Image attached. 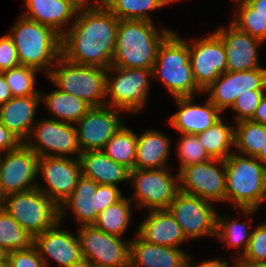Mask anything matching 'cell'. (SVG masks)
Segmentation results:
<instances>
[{"mask_svg":"<svg viewBox=\"0 0 266 267\" xmlns=\"http://www.w3.org/2000/svg\"><path fill=\"white\" fill-rule=\"evenodd\" d=\"M224 164L225 202L233 204L246 217L258 213L266 199V166L256 157L238 153H232Z\"/></svg>","mask_w":266,"mask_h":267,"instance_id":"3957f363","label":"cell"},{"mask_svg":"<svg viewBox=\"0 0 266 267\" xmlns=\"http://www.w3.org/2000/svg\"><path fill=\"white\" fill-rule=\"evenodd\" d=\"M4 209L33 237L60 221L59 206L38 188L6 195Z\"/></svg>","mask_w":266,"mask_h":267,"instance_id":"ba28073f","label":"cell"},{"mask_svg":"<svg viewBox=\"0 0 266 267\" xmlns=\"http://www.w3.org/2000/svg\"><path fill=\"white\" fill-rule=\"evenodd\" d=\"M177 154L180 159L178 172L189 165L198 164L211 159L195 134H180Z\"/></svg>","mask_w":266,"mask_h":267,"instance_id":"f35d334b","label":"cell"},{"mask_svg":"<svg viewBox=\"0 0 266 267\" xmlns=\"http://www.w3.org/2000/svg\"><path fill=\"white\" fill-rule=\"evenodd\" d=\"M171 138L157 130H145L137 135L135 168H167L171 149Z\"/></svg>","mask_w":266,"mask_h":267,"instance_id":"4316f807","label":"cell"},{"mask_svg":"<svg viewBox=\"0 0 266 267\" xmlns=\"http://www.w3.org/2000/svg\"><path fill=\"white\" fill-rule=\"evenodd\" d=\"M7 261L11 267H46L34 245L28 249L8 252Z\"/></svg>","mask_w":266,"mask_h":267,"instance_id":"7bdbcfd3","label":"cell"},{"mask_svg":"<svg viewBox=\"0 0 266 267\" xmlns=\"http://www.w3.org/2000/svg\"><path fill=\"white\" fill-rule=\"evenodd\" d=\"M125 125L112 136L102 151L116 163L132 170L135 168L137 133Z\"/></svg>","mask_w":266,"mask_h":267,"instance_id":"d6a6232c","label":"cell"},{"mask_svg":"<svg viewBox=\"0 0 266 267\" xmlns=\"http://www.w3.org/2000/svg\"><path fill=\"white\" fill-rule=\"evenodd\" d=\"M5 199H6V195L3 192L2 187L0 185V210L4 208Z\"/></svg>","mask_w":266,"mask_h":267,"instance_id":"db71d44e","label":"cell"},{"mask_svg":"<svg viewBox=\"0 0 266 267\" xmlns=\"http://www.w3.org/2000/svg\"><path fill=\"white\" fill-rule=\"evenodd\" d=\"M8 35L13 39L20 65L48 75L61 56V36L50 27L21 14Z\"/></svg>","mask_w":266,"mask_h":267,"instance_id":"277c9868","label":"cell"},{"mask_svg":"<svg viewBox=\"0 0 266 267\" xmlns=\"http://www.w3.org/2000/svg\"><path fill=\"white\" fill-rule=\"evenodd\" d=\"M213 204L215 203L200 197L179 192L167 209L188 240L207 236L216 238L218 211Z\"/></svg>","mask_w":266,"mask_h":267,"instance_id":"7c38bea8","label":"cell"},{"mask_svg":"<svg viewBox=\"0 0 266 267\" xmlns=\"http://www.w3.org/2000/svg\"><path fill=\"white\" fill-rule=\"evenodd\" d=\"M195 96L175 97L178 110L169 118V125L180 134H198L215 124L223 113L208 99L204 104H195Z\"/></svg>","mask_w":266,"mask_h":267,"instance_id":"ffe728a7","label":"cell"},{"mask_svg":"<svg viewBox=\"0 0 266 267\" xmlns=\"http://www.w3.org/2000/svg\"><path fill=\"white\" fill-rule=\"evenodd\" d=\"M122 197L123 194L119 187L114 185H98L96 190V213H101L106 207L118 202Z\"/></svg>","mask_w":266,"mask_h":267,"instance_id":"f6af8a7d","label":"cell"},{"mask_svg":"<svg viewBox=\"0 0 266 267\" xmlns=\"http://www.w3.org/2000/svg\"><path fill=\"white\" fill-rule=\"evenodd\" d=\"M61 224L59 221L53 228L34 236L33 245L46 267H51V260L59 267H72L84 260L77 233L62 230Z\"/></svg>","mask_w":266,"mask_h":267,"instance_id":"ac0fdd59","label":"cell"},{"mask_svg":"<svg viewBox=\"0 0 266 267\" xmlns=\"http://www.w3.org/2000/svg\"><path fill=\"white\" fill-rule=\"evenodd\" d=\"M237 10L230 22L241 32L259 39L263 43L266 41V15L257 13L245 0H235Z\"/></svg>","mask_w":266,"mask_h":267,"instance_id":"8d00e7d4","label":"cell"},{"mask_svg":"<svg viewBox=\"0 0 266 267\" xmlns=\"http://www.w3.org/2000/svg\"><path fill=\"white\" fill-rule=\"evenodd\" d=\"M34 237L3 208L0 210V248L5 252L28 249L33 246Z\"/></svg>","mask_w":266,"mask_h":267,"instance_id":"e575fe53","label":"cell"},{"mask_svg":"<svg viewBox=\"0 0 266 267\" xmlns=\"http://www.w3.org/2000/svg\"><path fill=\"white\" fill-rule=\"evenodd\" d=\"M20 65L13 39L8 35L0 37V72Z\"/></svg>","mask_w":266,"mask_h":267,"instance_id":"ee69618b","label":"cell"},{"mask_svg":"<svg viewBox=\"0 0 266 267\" xmlns=\"http://www.w3.org/2000/svg\"><path fill=\"white\" fill-rule=\"evenodd\" d=\"M0 267H11V265L7 260H5L3 263L0 264Z\"/></svg>","mask_w":266,"mask_h":267,"instance_id":"680465c9","label":"cell"},{"mask_svg":"<svg viewBox=\"0 0 266 267\" xmlns=\"http://www.w3.org/2000/svg\"><path fill=\"white\" fill-rule=\"evenodd\" d=\"M24 5L27 10L21 15L50 27L60 36L71 27L77 14L67 0H24ZM67 25L69 28H65Z\"/></svg>","mask_w":266,"mask_h":267,"instance_id":"cb8c5ba5","label":"cell"},{"mask_svg":"<svg viewBox=\"0 0 266 267\" xmlns=\"http://www.w3.org/2000/svg\"><path fill=\"white\" fill-rule=\"evenodd\" d=\"M74 267H94L89 261H81L78 264H75Z\"/></svg>","mask_w":266,"mask_h":267,"instance_id":"11a10c76","label":"cell"},{"mask_svg":"<svg viewBox=\"0 0 266 267\" xmlns=\"http://www.w3.org/2000/svg\"><path fill=\"white\" fill-rule=\"evenodd\" d=\"M13 97L4 75L0 72V106Z\"/></svg>","mask_w":266,"mask_h":267,"instance_id":"f907efd6","label":"cell"},{"mask_svg":"<svg viewBox=\"0 0 266 267\" xmlns=\"http://www.w3.org/2000/svg\"><path fill=\"white\" fill-rule=\"evenodd\" d=\"M7 260V252L0 248V264Z\"/></svg>","mask_w":266,"mask_h":267,"instance_id":"9f6ffc18","label":"cell"},{"mask_svg":"<svg viewBox=\"0 0 266 267\" xmlns=\"http://www.w3.org/2000/svg\"><path fill=\"white\" fill-rule=\"evenodd\" d=\"M22 142L15 137L0 121V154L17 149Z\"/></svg>","mask_w":266,"mask_h":267,"instance_id":"bcb514c9","label":"cell"},{"mask_svg":"<svg viewBox=\"0 0 266 267\" xmlns=\"http://www.w3.org/2000/svg\"><path fill=\"white\" fill-rule=\"evenodd\" d=\"M179 0H107L105 7L119 20L152 22L148 12L166 7Z\"/></svg>","mask_w":266,"mask_h":267,"instance_id":"4dcf8cb0","label":"cell"},{"mask_svg":"<svg viewBox=\"0 0 266 267\" xmlns=\"http://www.w3.org/2000/svg\"><path fill=\"white\" fill-rule=\"evenodd\" d=\"M236 267H266V263H258V264L249 265V266H236Z\"/></svg>","mask_w":266,"mask_h":267,"instance_id":"6f0895ef","label":"cell"},{"mask_svg":"<svg viewBox=\"0 0 266 267\" xmlns=\"http://www.w3.org/2000/svg\"><path fill=\"white\" fill-rule=\"evenodd\" d=\"M170 168L130 170L129 183L133 195L129 199L137 201V208L149 210L167 209L180 192L179 172L173 176Z\"/></svg>","mask_w":266,"mask_h":267,"instance_id":"9c48e42d","label":"cell"},{"mask_svg":"<svg viewBox=\"0 0 266 267\" xmlns=\"http://www.w3.org/2000/svg\"><path fill=\"white\" fill-rule=\"evenodd\" d=\"M266 263V224L255 226L246 252L235 262V266H249Z\"/></svg>","mask_w":266,"mask_h":267,"instance_id":"ab89813d","label":"cell"},{"mask_svg":"<svg viewBox=\"0 0 266 267\" xmlns=\"http://www.w3.org/2000/svg\"><path fill=\"white\" fill-rule=\"evenodd\" d=\"M38 70L18 65L10 70L1 72L4 75L13 97L41 95V90L35 88Z\"/></svg>","mask_w":266,"mask_h":267,"instance_id":"74e56055","label":"cell"},{"mask_svg":"<svg viewBox=\"0 0 266 267\" xmlns=\"http://www.w3.org/2000/svg\"><path fill=\"white\" fill-rule=\"evenodd\" d=\"M83 259L94 267L129 266L130 240L107 234L93 225L77 229Z\"/></svg>","mask_w":266,"mask_h":267,"instance_id":"8fae6325","label":"cell"},{"mask_svg":"<svg viewBox=\"0 0 266 267\" xmlns=\"http://www.w3.org/2000/svg\"><path fill=\"white\" fill-rule=\"evenodd\" d=\"M38 159L24 143L5 155L0 154V185L5 195L37 188Z\"/></svg>","mask_w":266,"mask_h":267,"instance_id":"2e32d148","label":"cell"},{"mask_svg":"<svg viewBox=\"0 0 266 267\" xmlns=\"http://www.w3.org/2000/svg\"><path fill=\"white\" fill-rule=\"evenodd\" d=\"M249 225V221L248 223L246 221L241 222L233 219V217H221L219 212L217 213L216 238L219 241H224L229 248L238 249L236 251L238 255H235L233 260L234 264L246 252L249 245L252 232ZM241 249L243 250L241 251Z\"/></svg>","mask_w":266,"mask_h":267,"instance_id":"1f68e13d","label":"cell"},{"mask_svg":"<svg viewBox=\"0 0 266 267\" xmlns=\"http://www.w3.org/2000/svg\"><path fill=\"white\" fill-rule=\"evenodd\" d=\"M234 125L236 152L240 155L255 157L266 141V125L251 120H242Z\"/></svg>","mask_w":266,"mask_h":267,"instance_id":"836d02e7","label":"cell"},{"mask_svg":"<svg viewBox=\"0 0 266 267\" xmlns=\"http://www.w3.org/2000/svg\"><path fill=\"white\" fill-rule=\"evenodd\" d=\"M262 164L266 166V141L264 143L263 148L260 152L255 156Z\"/></svg>","mask_w":266,"mask_h":267,"instance_id":"f5cc1de1","label":"cell"},{"mask_svg":"<svg viewBox=\"0 0 266 267\" xmlns=\"http://www.w3.org/2000/svg\"><path fill=\"white\" fill-rule=\"evenodd\" d=\"M152 77V69L110 66L107 69L106 105L130 113L142 111L149 99Z\"/></svg>","mask_w":266,"mask_h":267,"instance_id":"52a82bcc","label":"cell"},{"mask_svg":"<svg viewBox=\"0 0 266 267\" xmlns=\"http://www.w3.org/2000/svg\"><path fill=\"white\" fill-rule=\"evenodd\" d=\"M183 40L185 39L172 31L159 45L152 68V76L158 77L173 98L203 94L193 76L189 42Z\"/></svg>","mask_w":266,"mask_h":267,"instance_id":"5b68a950","label":"cell"},{"mask_svg":"<svg viewBox=\"0 0 266 267\" xmlns=\"http://www.w3.org/2000/svg\"><path fill=\"white\" fill-rule=\"evenodd\" d=\"M98 185L94 180L82 175L71 195L59 206L60 222L64 221L65 215L68 216L71 211L79 226L93 225L98 216L95 211Z\"/></svg>","mask_w":266,"mask_h":267,"instance_id":"d4e9b609","label":"cell"},{"mask_svg":"<svg viewBox=\"0 0 266 267\" xmlns=\"http://www.w3.org/2000/svg\"><path fill=\"white\" fill-rule=\"evenodd\" d=\"M192 256L189 255L188 259H187V263H186V267H194V263L192 261ZM234 266H230L228 264L227 260L224 259H209V260H204L202 261L199 265H196L195 267H236L235 264H233Z\"/></svg>","mask_w":266,"mask_h":267,"instance_id":"c3c4849f","label":"cell"},{"mask_svg":"<svg viewBox=\"0 0 266 267\" xmlns=\"http://www.w3.org/2000/svg\"><path fill=\"white\" fill-rule=\"evenodd\" d=\"M137 234L148 243L174 248H182L189 241L168 209L149 210L137 227Z\"/></svg>","mask_w":266,"mask_h":267,"instance_id":"44dd1931","label":"cell"},{"mask_svg":"<svg viewBox=\"0 0 266 267\" xmlns=\"http://www.w3.org/2000/svg\"><path fill=\"white\" fill-rule=\"evenodd\" d=\"M41 95L12 97L0 106L1 123L22 143H24L35 125L36 111Z\"/></svg>","mask_w":266,"mask_h":267,"instance_id":"603a6c76","label":"cell"},{"mask_svg":"<svg viewBox=\"0 0 266 267\" xmlns=\"http://www.w3.org/2000/svg\"><path fill=\"white\" fill-rule=\"evenodd\" d=\"M47 77L58 90L83 99L91 107L106 105L105 68L75 64L60 56Z\"/></svg>","mask_w":266,"mask_h":267,"instance_id":"8992f818","label":"cell"},{"mask_svg":"<svg viewBox=\"0 0 266 267\" xmlns=\"http://www.w3.org/2000/svg\"><path fill=\"white\" fill-rule=\"evenodd\" d=\"M238 94L249 90H266V67L237 72Z\"/></svg>","mask_w":266,"mask_h":267,"instance_id":"b9f144b4","label":"cell"},{"mask_svg":"<svg viewBox=\"0 0 266 267\" xmlns=\"http://www.w3.org/2000/svg\"><path fill=\"white\" fill-rule=\"evenodd\" d=\"M132 202L129 197L123 196L99 213L93 226L107 234L122 238L132 223Z\"/></svg>","mask_w":266,"mask_h":267,"instance_id":"f546056e","label":"cell"},{"mask_svg":"<svg viewBox=\"0 0 266 267\" xmlns=\"http://www.w3.org/2000/svg\"><path fill=\"white\" fill-rule=\"evenodd\" d=\"M250 120L266 125V93L262 97L260 104L256 108L255 113Z\"/></svg>","mask_w":266,"mask_h":267,"instance_id":"681fc988","label":"cell"},{"mask_svg":"<svg viewBox=\"0 0 266 267\" xmlns=\"http://www.w3.org/2000/svg\"><path fill=\"white\" fill-rule=\"evenodd\" d=\"M257 13L266 15V0H245Z\"/></svg>","mask_w":266,"mask_h":267,"instance_id":"816d5d0a","label":"cell"},{"mask_svg":"<svg viewBox=\"0 0 266 267\" xmlns=\"http://www.w3.org/2000/svg\"><path fill=\"white\" fill-rule=\"evenodd\" d=\"M200 143L211 158L226 160L233 152L235 125L224 123L221 117L207 130L196 134Z\"/></svg>","mask_w":266,"mask_h":267,"instance_id":"f1b7e54d","label":"cell"},{"mask_svg":"<svg viewBox=\"0 0 266 267\" xmlns=\"http://www.w3.org/2000/svg\"><path fill=\"white\" fill-rule=\"evenodd\" d=\"M130 239V267H186L189 254L182 248L148 243L138 234Z\"/></svg>","mask_w":266,"mask_h":267,"instance_id":"7402d4cb","label":"cell"},{"mask_svg":"<svg viewBox=\"0 0 266 267\" xmlns=\"http://www.w3.org/2000/svg\"><path fill=\"white\" fill-rule=\"evenodd\" d=\"M41 91V103L46 105L53 120L76 125V123L88 112L91 106L83 99L72 94L64 93L56 88L48 94ZM56 117V118H55Z\"/></svg>","mask_w":266,"mask_h":267,"instance_id":"83f0119b","label":"cell"},{"mask_svg":"<svg viewBox=\"0 0 266 267\" xmlns=\"http://www.w3.org/2000/svg\"><path fill=\"white\" fill-rule=\"evenodd\" d=\"M82 175L99 185H114L129 182L130 170L116 163L102 150L81 152Z\"/></svg>","mask_w":266,"mask_h":267,"instance_id":"484cf974","label":"cell"},{"mask_svg":"<svg viewBox=\"0 0 266 267\" xmlns=\"http://www.w3.org/2000/svg\"><path fill=\"white\" fill-rule=\"evenodd\" d=\"M180 192L210 202H225L226 173L224 160L211 158L179 171Z\"/></svg>","mask_w":266,"mask_h":267,"instance_id":"4fadbf2b","label":"cell"},{"mask_svg":"<svg viewBox=\"0 0 266 267\" xmlns=\"http://www.w3.org/2000/svg\"><path fill=\"white\" fill-rule=\"evenodd\" d=\"M192 42V43H191ZM189 42V60L197 85L204 90L227 71L226 52L215 33Z\"/></svg>","mask_w":266,"mask_h":267,"instance_id":"e0dca14e","label":"cell"},{"mask_svg":"<svg viewBox=\"0 0 266 267\" xmlns=\"http://www.w3.org/2000/svg\"><path fill=\"white\" fill-rule=\"evenodd\" d=\"M67 1L76 10V12H81L88 10H96L105 7L107 0H67Z\"/></svg>","mask_w":266,"mask_h":267,"instance_id":"7dc6e473","label":"cell"},{"mask_svg":"<svg viewBox=\"0 0 266 267\" xmlns=\"http://www.w3.org/2000/svg\"><path fill=\"white\" fill-rule=\"evenodd\" d=\"M265 93L266 90H249V92L239 94L230 108L234 115L236 114L234 122L250 120Z\"/></svg>","mask_w":266,"mask_h":267,"instance_id":"60d3db41","label":"cell"},{"mask_svg":"<svg viewBox=\"0 0 266 267\" xmlns=\"http://www.w3.org/2000/svg\"><path fill=\"white\" fill-rule=\"evenodd\" d=\"M125 111L108 105L91 107L76 123L78 146L81 152L103 150L105 144L121 129Z\"/></svg>","mask_w":266,"mask_h":267,"instance_id":"9a60e30c","label":"cell"},{"mask_svg":"<svg viewBox=\"0 0 266 267\" xmlns=\"http://www.w3.org/2000/svg\"><path fill=\"white\" fill-rule=\"evenodd\" d=\"M222 40L226 52L227 72L247 71L263 68L259 61L258 47L263 42L241 32L231 22L214 31Z\"/></svg>","mask_w":266,"mask_h":267,"instance_id":"d6986e66","label":"cell"},{"mask_svg":"<svg viewBox=\"0 0 266 267\" xmlns=\"http://www.w3.org/2000/svg\"><path fill=\"white\" fill-rule=\"evenodd\" d=\"M24 144L39 157L80 158L81 154L76 126L50 118L37 120Z\"/></svg>","mask_w":266,"mask_h":267,"instance_id":"30bf717a","label":"cell"},{"mask_svg":"<svg viewBox=\"0 0 266 267\" xmlns=\"http://www.w3.org/2000/svg\"><path fill=\"white\" fill-rule=\"evenodd\" d=\"M37 174H41L46 183L37 181V188L60 206L75 189L82 176V166L79 158L41 156Z\"/></svg>","mask_w":266,"mask_h":267,"instance_id":"5bb4252c","label":"cell"},{"mask_svg":"<svg viewBox=\"0 0 266 267\" xmlns=\"http://www.w3.org/2000/svg\"><path fill=\"white\" fill-rule=\"evenodd\" d=\"M118 23L119 19L106 7L77 12L75 21L61 36V56L75 64L108 69Z\"/></svg>","mask_w":266,"mask_h":267,"instance_id":"6da1fadb","label":"cell"},{"mask_svg":"<svg viewBox=\"0 0 266 267\" xmlns=\"http://www.w3.org/2000/svg\"><path fill=\"white\" fill-rule=\"evenodd\" d=\"M203 93L222 113L230 109L238 97L237 72H225L212 82ZM224 111V112H223Z\"/></svg>","mask_w":266,"mask_h":267,"instance_id":"d590c367","label":"cell"},{"mask_svg":"<svg viewBox=\"0 0 266 267\" xmlns=\"http://www.w3.org/2000/svg\"><path fill=\"white\" fill-rule=\"evenodd\" d=\"M173 29H158L155 22L119 20L111 66L152 69L157 50Z\"/></svg>","mask_w":266,"mask_h":267,"instance_id":"7a4b0ae2","label":"cell"}]
</instances>
